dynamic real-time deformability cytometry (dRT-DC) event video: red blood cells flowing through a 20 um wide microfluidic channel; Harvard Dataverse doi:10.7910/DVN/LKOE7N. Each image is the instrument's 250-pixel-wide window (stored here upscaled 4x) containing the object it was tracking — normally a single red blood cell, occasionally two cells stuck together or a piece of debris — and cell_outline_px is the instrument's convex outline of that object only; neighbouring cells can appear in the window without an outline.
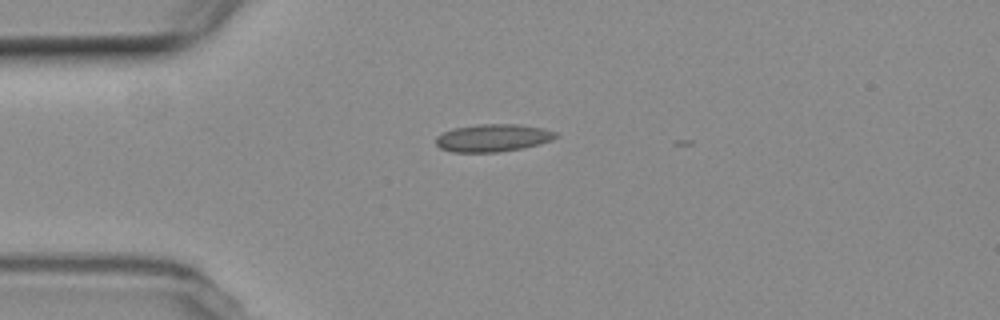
{"species": "common noctule bat (a hibernating species)", "species_latin": "Nyctalus noctula", "temperature_condition": "room temperature", "stored_images_in_passage": 2, "camera_frame_rate_fps": 3000, "um_per_image_px": 0.085, "animal": {"sex": "female", "body_mass_g": 19.3, "forearm_length_mm": 54.1}, "frame": {"image": 1, "passage_image": 1, "time_ms": 0.0, "image_size_px": [1000, 320], "cell_outline_px": [[556, 136], [552, 140], [520, 148], [500, 152], [452, 152], [440, 148], [436, 144], [436, 136], [452, 128], [480, 124], [516, 124], [540, 128], [556, 132]], "centroid_in_image_um": [41.83, 11.72], "position_along_channel_um": 43.2, "area_um2": 19.02}}